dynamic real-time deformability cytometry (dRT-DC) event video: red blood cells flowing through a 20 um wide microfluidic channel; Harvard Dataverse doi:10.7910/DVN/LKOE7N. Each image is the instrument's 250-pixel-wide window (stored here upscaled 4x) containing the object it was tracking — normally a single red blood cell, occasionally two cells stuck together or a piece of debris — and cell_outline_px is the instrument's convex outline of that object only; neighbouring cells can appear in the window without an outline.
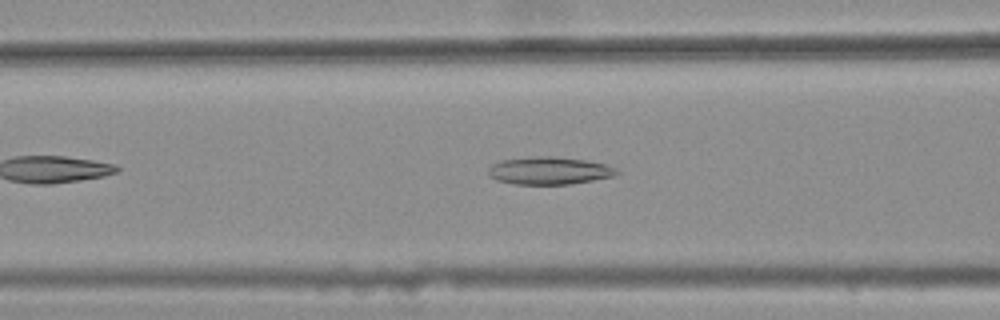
{"species": "common noctule bat (a hibernating species)", "species_latin": "Nyctalus noctula", "temperature_condition": "warm", "stored_images_in_passage": 35, "camera_frame_rate_fps": 3000, "um_per_image_px": 0.085, "animal": {"sex": "female", "body_mass_g": 25.1}, "frame": {"image": 1, "passage_image": 11, "time_ms": 3.333, "image_size_px": [1000, 320], "cell_outline_px": [[620, 172], [616, 176], [568, 184], [512, 184], [496, 180], [488, 176], [488, 168], [492, 164], [500, 160], [540, 156], [552, 156], [584, 160], [604, 164], [616, 168]], "centroid_in_image_um": [46.65, 14.51], "position_along_channel_um": 119.9, "area_um2": 20.63}}
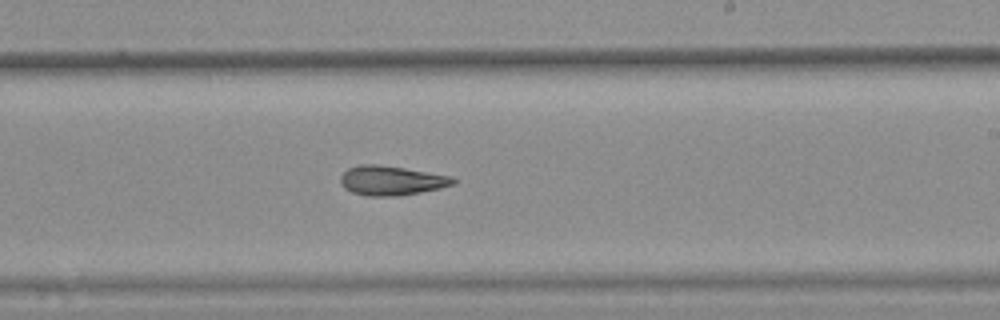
{"frame": {"image": 2, "passage_image": 22, "time_ms": 7.0, "image_size_px": [1000, 320], "cell_outline_px": [[460, 180], [456, 184], [440, 188], [400, 196], [368, 196], [352, 192], [344, 188], [340, 184], [340, 176], [348, 168], [360, 164], [376, 164], [404, 168], [452, 176]], "centroid_in_image_um": [33.29, 15.35], "position_along_channel_um": 255.7, "area_um2": 19.54}}
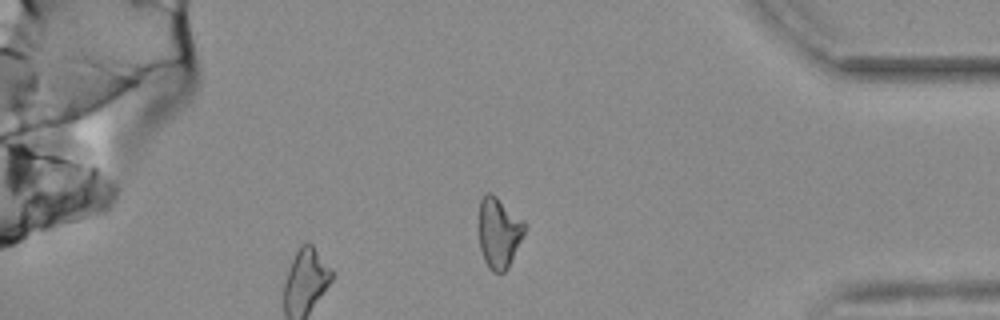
{"frame": {"image": 3, "passage_image": 35, "time_ms": 11.333, "image_size_px": [1000, 320], "cell_outline_px": [[528, 224], [508, 268], [504, 272], [492, 272], [488, 268], [484, 260], [480, 248], [480, 200], [488, 192], [492, 192], [524, 220]], "centroid_in_image_um": [42.43, 19.77], "position_along_channel_um": 392.8, "area_um2": 18.79}, "authors_computed_cell_mechanics": {"area_um2": 19.1318, "velocity_mm_per_s": 3.7103, "shape_relaxation_time_tau1_ms": null, "shape_relaxation_time_tau2_ms": 5.0328, "deformation_change_tau1": null, "deformation_change_tau2": 0.13}}